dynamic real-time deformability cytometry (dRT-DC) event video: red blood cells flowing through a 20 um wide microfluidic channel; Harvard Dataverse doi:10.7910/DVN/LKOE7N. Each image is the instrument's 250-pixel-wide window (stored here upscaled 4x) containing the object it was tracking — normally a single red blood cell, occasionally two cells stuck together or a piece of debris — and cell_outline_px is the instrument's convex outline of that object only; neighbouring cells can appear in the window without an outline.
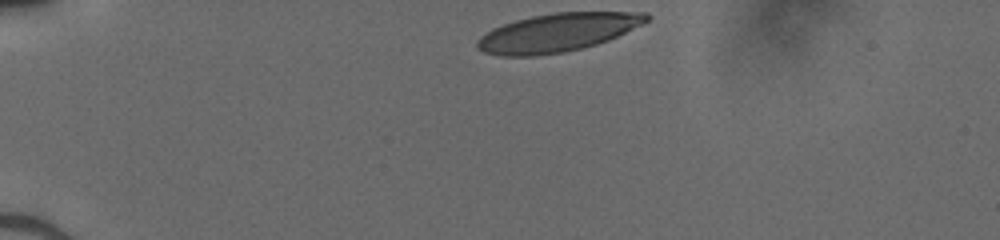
{"species": "human", "species_latin": "Homo sapiens", "temperature_condition": "cold", "stored_images_in_passage": 33, "camera_frame_rate_fps": 3000, "um_per_image_px": 0.085, "donor": {"sex": "male"}, "frame": {"image": 1, "passage_image": 1, "time_ms": 0.0, "image_size_px": [1000, 240], "cell_outline_px": [[652, 16], [648, 20], [608, 40], [596, 44], [564, 52], [536, 56], [500, 56], [484, 52], [476, 48], [476, 40], [480, 36], [492, 28], [516, 20], [532, 16], [556, 12], [648, 12]], "centroid_in_image_um": [47.34, 2.77], "position_along_channel_um": 37.7, "area_um2": 37.63}}
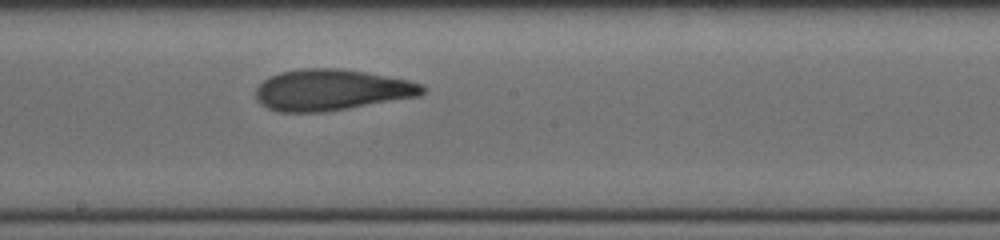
{"frame": {"image": 2, "passage_image": 19, "time_ms": 6.0, "image_size_px": [1000, 240], "cell_outline_px": [[428, 88], [420, 96], [324, 112], [280, 112], [268, 108], [260, 104], [256, 100], [256, 88], [268, 76], [280, 72], [300, 68], [336, 68], [368, 72], [408, 80], [424, 84]], "centroid_in_image_um": [28.18, 7.64], "position_along_channel_um": 220.0, "area_um2": 40.23}}
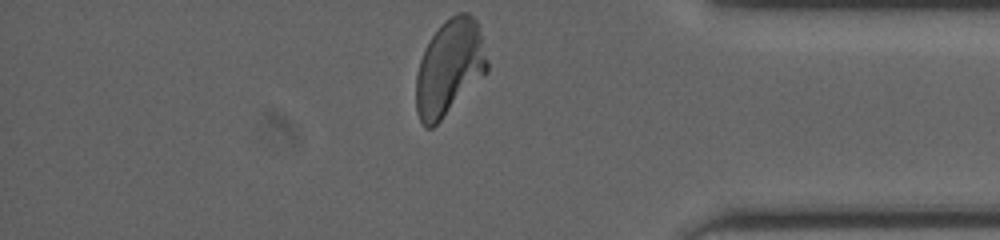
{"frame": {"image": 3, "passage_image": 33, "time_ms": 10.667, "image_size_px": [1000, 240], "cell_outline_px": [[488, 72], [432, 128], [424, 128], [416, 112], [416, 76], [420, 60], [424, 48], [428, 40], [440, 24], [444, 20], [456, 12], [468, 12], [476, 20], [480, 32], [488, 60]], "centroid_in_image_um": [38.19, 5.72], "position_along_channel_um": 397.0, "area_um2": 39.82}}